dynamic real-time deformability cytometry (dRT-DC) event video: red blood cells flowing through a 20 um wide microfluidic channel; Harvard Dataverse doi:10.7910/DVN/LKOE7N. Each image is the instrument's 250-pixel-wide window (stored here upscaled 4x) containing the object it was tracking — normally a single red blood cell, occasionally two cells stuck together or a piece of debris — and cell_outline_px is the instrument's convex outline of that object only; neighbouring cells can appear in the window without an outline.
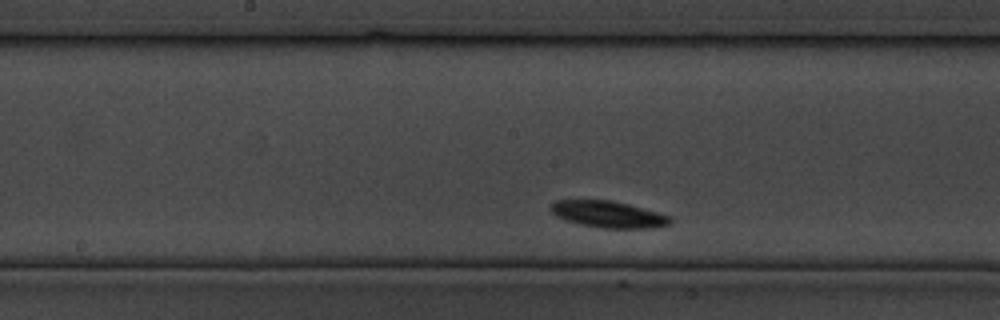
{"species": "common noctule bat (a hibernating species)", "species_latin": "Nyctalus noctula", "temperature_condition": "cold", "stored_images_in_passage": 70, "camera_frame_rate_fps": 3000, "um_per_image_px": 0.085, "animal": {"sex": "male", "body_mass_g": 19.5, "forearm_length_mm": 54.6}, "frame": {"image": 1, "passage_image": 28, "time_ms": 9.0, "image_size_px": [1000, 320], "cell_outline_px": [[672, 224], [656, 228], [596, 228], [564, 220], [556, 216], [552, 212], [552, 204], [556, 200], [612, 200], [628, 204], [672, 216]], "centroid_in_image_um": [51.75, 18.23], "position_along_channel_um": 196.4, "area_um2": 18.67}}
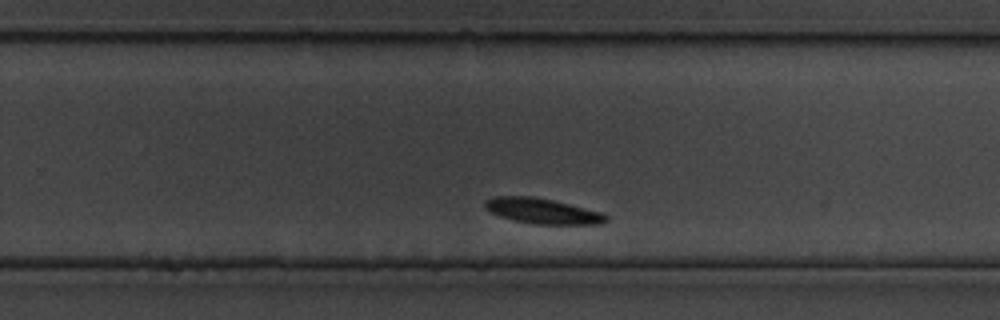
{"frame": {"image": 2, "passage_image": 46, "time_ms": 15.0, "image_size_px": [1000, 320], "cell_outline_px": [[608, 220], [604, 224], [532, 224], [512, 220], [500, 216], [484, 208], [484, 200], [496, 196], [532, 196], [552, 200], [600, 212], [608, 216]], "centroid_in_image_um": [46.08, 17.94], "position_along_channel_um": 283.7, "area_um2": 17.86}}
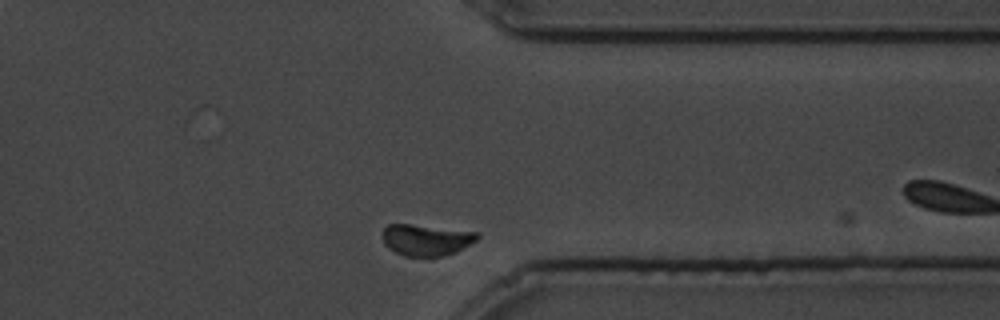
{"frame": {"image": 3, "passage_image": 65, "time_ms": 21.333, "image_size_px": [1000, 320], "cell_outline_px": [[480, 236], [476, 240], [456, 252], [440, 256], [404, 256], [388, 248], [384, 244], [384, 228], [388, 224], [412, 224], [480, 232]], "centroid_in_image_um": [36.25, 20.38], "position_along_channel_um": 375.2, "area_um2": 17.22}}